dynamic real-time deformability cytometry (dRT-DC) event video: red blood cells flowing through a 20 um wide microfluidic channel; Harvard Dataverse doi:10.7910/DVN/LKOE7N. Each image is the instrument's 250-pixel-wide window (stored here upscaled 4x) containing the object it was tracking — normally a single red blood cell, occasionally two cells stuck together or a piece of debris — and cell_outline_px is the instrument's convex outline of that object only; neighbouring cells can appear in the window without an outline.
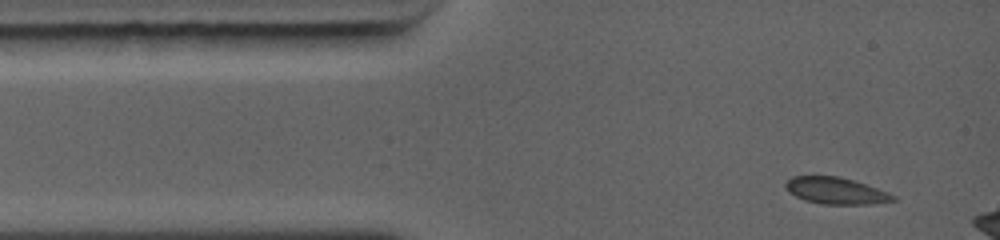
{"species": "common noctule bat (a hibernating species)", "species_latin": "Nyctalus noctula", "temperature_condition": "warm", "stored_images_in_passage": 5, "camera_frame_rate_fps": 5000, "um_per_image_px": 0.085, "animal": {"sex": "female", "body_mass_g": 19.0, "forearm_length_mm": 56.7}, "frame": {"image": 1, "passage_image": 1, "time_ms": 0.0, "image_size_px": [1000, 240], "cell_outline_px": [[896, 200], [868, 204], [824, 204], [804, 200], [788, 192], [784, 188], [784, 184], [792, 176], [840, 176], [888, 192], [896, 196]], "centroid_in_image_um": [71.0, 16.21], "position_along_channel_um": 14.0, "area_um2": 16.59}}
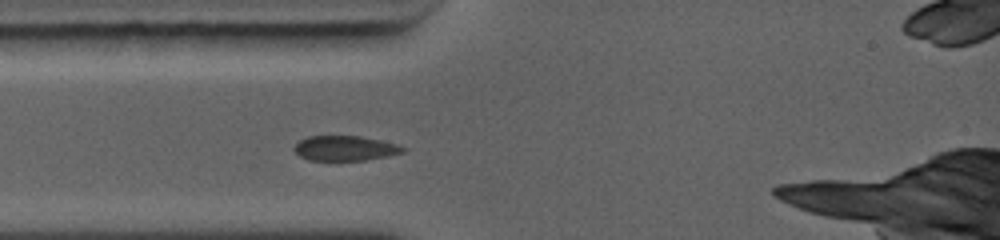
{"frame": {"image": 2, "passage_image": 4, "time_ms": 2.0, "image_size_px": [1000, 240], "cell_outline_px": [[404, 152], [388, 156], [364, 160], [308, 160], [300, 156], [296, 152], [296, 144], [300, 140], [308, 136], [356, 136], [380, 140], [396, 144], [404, 148]], "centroid_in_image_um": [29.32, 12.6], "position_along_channel_um": 55.7, "area_um2": 15.49}}
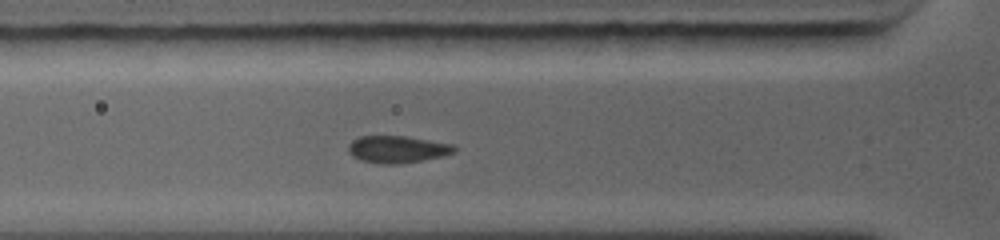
{"frame": {"image": 3, "passage_image": 5, "time_ms": 2.8, "image_size_px": [1000, 240], "cell_outline_px": [[456, 148], [452, 152], [440, 156], [420, 160], [396, 164], [380, 164], [360, 160], [352, 156], [348, 152], [348, 144], [352, 140], [360, 136], [404, 136], [452, 144]], "centroid_in_image_um": [33.68, 12.68], "position_along_channel_um": 92.1, "area_um2": 16.47}}